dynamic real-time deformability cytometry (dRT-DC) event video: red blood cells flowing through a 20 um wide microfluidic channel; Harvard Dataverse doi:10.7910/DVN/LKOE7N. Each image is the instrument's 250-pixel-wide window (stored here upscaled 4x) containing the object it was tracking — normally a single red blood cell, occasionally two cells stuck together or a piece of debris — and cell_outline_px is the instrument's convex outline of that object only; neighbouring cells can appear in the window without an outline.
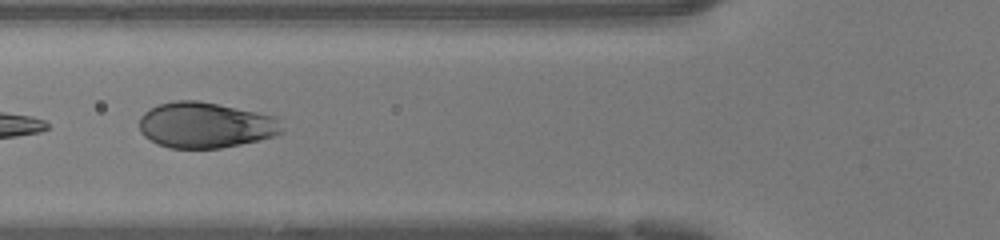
{"species": "human", "species_latin": "Homo sapiens", "temperature_condition": "warm", "stored_images_in_passage": 33, "camera_frame_rate_fps": 3000, "um_per_image_px": 0.085, "donor": {"sex": "female"}, "frame": {"image": 1, "passage_image": 17, "time_ms": 5.333, "image_size_px": [1000, 240], "cell_outline_px": [[284, 132], [276, 136], [260, 140], [220, 148], [168, 148], [156, 144], [144, 136], [140, 132], [140, 116], [148, 108], [160, 104], [176, 100], [200, 100], [276, 116]], "centroid_in_image_um": [17.45, 10.63], "position_along_channel_um": 108.3, "area_um2": 38.32}}
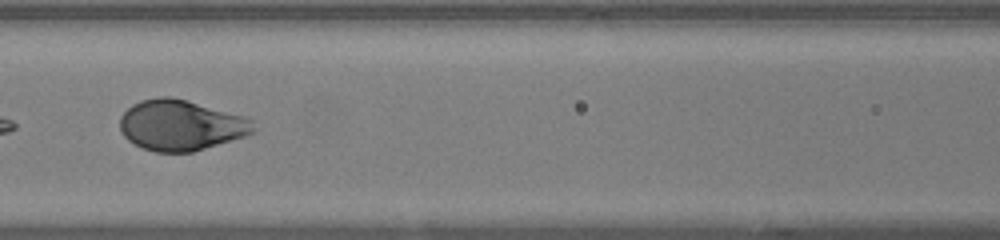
{"frame": {"image": 2, "passage_image": 20, "time_ms": 6.333, "image_size_px": [1000, 240], "cell_outline_px": [[256, 132], [244, 136], [192, 152], [156, 152], [140, 148], [128, 140], [120, 132], [120, 116], [132, 104], [140, 100], [160, 96], [172, 96], [188, 100], [244, 116], [252, 120], [256, 128]], "centroid_in_image_um": [15.35, 10.63], "position_along_channel_um": 151.3, "area_um2": 39.59}}